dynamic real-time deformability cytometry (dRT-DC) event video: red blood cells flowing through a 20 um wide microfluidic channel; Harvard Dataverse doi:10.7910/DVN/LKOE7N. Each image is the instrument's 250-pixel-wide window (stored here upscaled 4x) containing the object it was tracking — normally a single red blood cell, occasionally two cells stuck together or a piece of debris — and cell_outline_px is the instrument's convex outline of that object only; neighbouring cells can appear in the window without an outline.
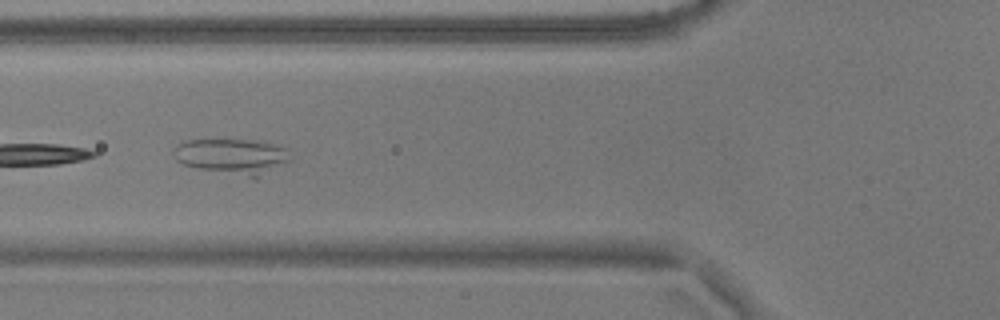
{"species": "common noctule bat (a hibernating species)", "species_latin": "Nyctalus noctula", "temperature_condition": "warm", "stored_images_in_passage": 31, "camera_frame_rate_fps": 3000, "um_per_image_px": 0.085, "animal": {"sex": "male", "body_mass_g": 17.9}, "frame": {"image": 1, "passage_image": 5, "time_ms": 1.333, "image_size_px": [1000, 320], "cell_outline_px": [[292, 160], [256, 180], [252, 180], [200, 168], [184, 164], [176, 160], [172, 156], [172, 152], [184, 140], [264, 140], [288, 148]], "centroid_in_image_um": [19.85, 13.32], "position_along_channel_um": 106.0, "area_um2": 24.91}}